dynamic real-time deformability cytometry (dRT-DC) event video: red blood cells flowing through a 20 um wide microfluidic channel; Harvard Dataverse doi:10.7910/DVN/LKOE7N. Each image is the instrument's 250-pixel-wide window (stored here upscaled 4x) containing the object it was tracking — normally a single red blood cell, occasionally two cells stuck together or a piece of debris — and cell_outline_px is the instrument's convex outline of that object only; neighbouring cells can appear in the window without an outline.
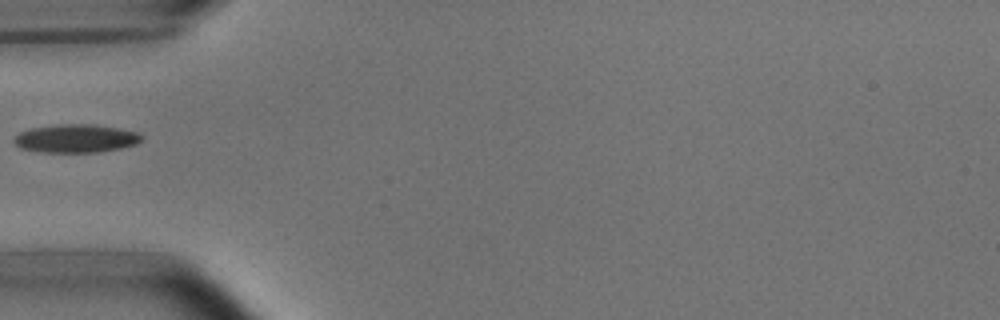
{"species": "common noctule bat (a hibernating species)", "species_latin": "Nyctalus noctula", "temperature_condition": "room temperature", "stored_images_in_passage": 6, "camera_frame_rate_fps": 3000, "um_per_image_px": 0.085, "animal": {"sex": "male", "body_mass_g": 15.6}, "frame": {"image": 1, "passage_image": 5, "time_ms": 5.0, "image_size_px": [1000, 320], "cell_outline_px": [[144, 140], [136, 144], [120, 148], [100, 152], [40, 152], [20, 148], [12, 140], [20, 132], [32, 128], [56, 124], [96, 124], [136, 132], [144, 136]], "centroid_in_image_um": [6.46, 11.77], "position_along_channel_um": 78.5, "area_um2": 21.1}}